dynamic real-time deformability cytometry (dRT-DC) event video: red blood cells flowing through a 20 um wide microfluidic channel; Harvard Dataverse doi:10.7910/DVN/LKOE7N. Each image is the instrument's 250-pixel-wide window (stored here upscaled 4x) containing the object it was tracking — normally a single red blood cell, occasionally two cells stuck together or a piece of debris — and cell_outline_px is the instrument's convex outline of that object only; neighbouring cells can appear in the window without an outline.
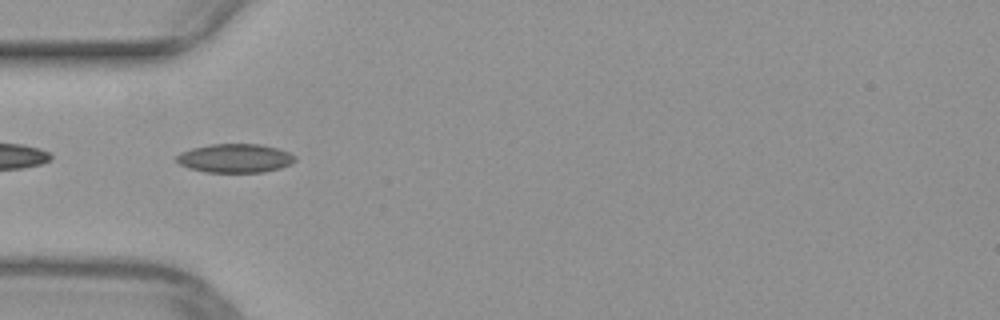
{"species": "common noctule bat (a hibernating species)", "species_latin": "Nyctalus noctula", "temperature_condition": "warm", "stored_images_in_passage": 43, "camera_frame_rate_fps": 3000, "um_per_image_px": 0.085, "animal": {"sex": "female", "body_mass_g": 29.2, "forearm_length_mm": 56.3}, "frame": {"image": 1, "passage_image": 9, "time_ms": 2.667, "image_size_px": [1000, 320], "cell_outline_px": [[296, 160], [292, 164], [280, 168], [264, 172], [204, 172], [188, 168], [180, 164], [176, 160], [176, 156], [180, 152], [192, 148], [212, 144], [260, 144], [276, 148], [288, 152], [296, 156]], "centroid_in_image_um": [19.98, 13.45], "position_along_channel_um": 65.0, "area_um2": 19.94}}
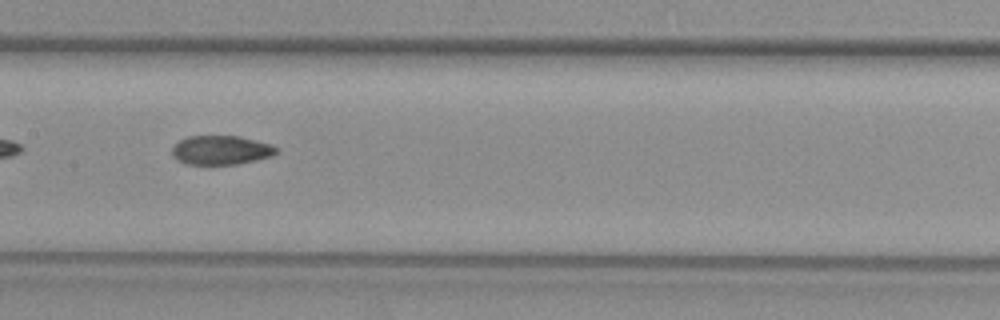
{"frame": {"image": 2, "passage_image": 18, "time_ms": 5.667, "image_size_px": [1000, 320], "cell_outline_px": [[280, 152], [272, 156], [256, 160], [236, 164], [188, 164], [176, 160], [172, 156], [172, 148], [180, 140], [188, 136], [240, 136], [268, 144], [276, 148]], "centroid_in_image_um": [18.77, 12.76], "position_along_channel_um": 188.6, "area_um2": 17.57}}
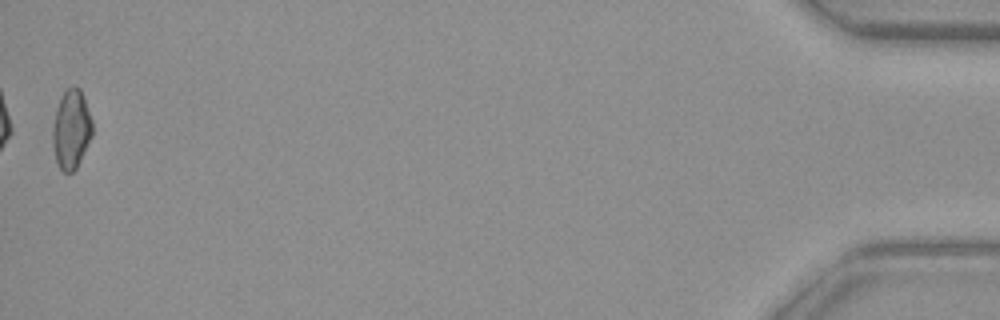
{"frame": {"image": 3, "passage_image": 43, "time_ms": 14.0, "image_size_px": [1000, 320], "cell_outline_px": [[92, 136], [76, 168], [72, 172], [64, 172], [60, 168], [56, 160], [52, 144], [52, 128], [56, 108], [60, 96], [72, 84], [80, 88], [92, 120]], "centroid_in_image_um": [6.04, 10.96], "position_along_channel_um": 429.2, "area_um2": 18.32}}